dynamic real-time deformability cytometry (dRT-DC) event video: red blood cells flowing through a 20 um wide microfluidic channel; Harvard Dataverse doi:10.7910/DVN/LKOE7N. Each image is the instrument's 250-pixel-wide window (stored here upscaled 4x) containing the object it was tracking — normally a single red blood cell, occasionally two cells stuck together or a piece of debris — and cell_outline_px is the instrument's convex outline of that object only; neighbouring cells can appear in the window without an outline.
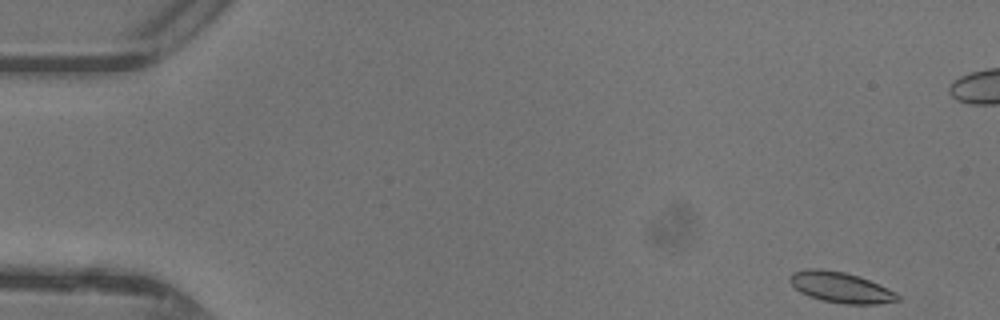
{"species": "common noctule bat (a hibernating species)", "species_latin": "Nyctalus noctula", "temperature_condition": "warm", "stored_images_in_passage": 46, "camera_frame_rate_fps": 3000, "um_per_image_px": 0.085, "animal": {"sex": "female"}, "frame": {"image": 1, "passage_image": 1, "time_ms": 0.0, "image_size_px": [1000, 320], "cell_outline_px": [[900, 300], [876, 304], [844, 304], [820, 300], [808, 296], [800, 292], [788, 280], [792, 272], [808, 268], [820, 268], [844, 272], [860, 276], [896, 292], [900, 296]], "centroid_in_image_um": [71.44, 24.42], "position_along_channel_um": 13.6, "area_um2": 19.36}}
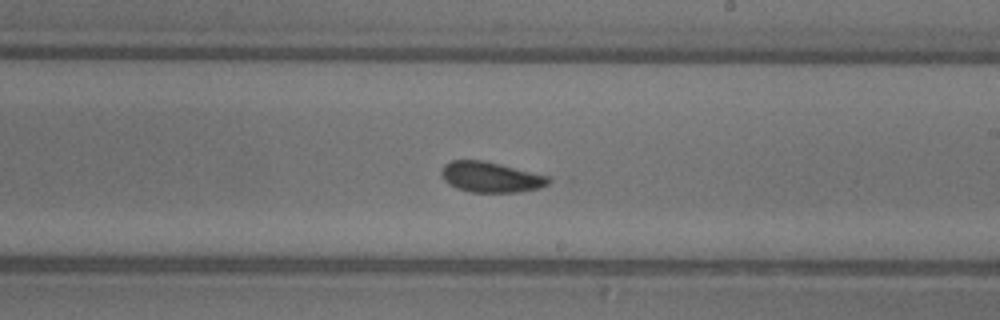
{"frame": {"image": 2, "passage_image": 26, "time_ms": 8.333, "image_size_px": [1000, 320], "cell_outline_px": [[556, 180], [540, 188], [520, 192], [468, 192], [456, 188], [448, 184], [444, 180], [440, 172], [444, 164], [452, 160], [484, 160], [548, 176]], "centroid_in_image_um": [41.72, 15.06], "position_along_channel_um": 247.3, "area_um2": 19.25}}
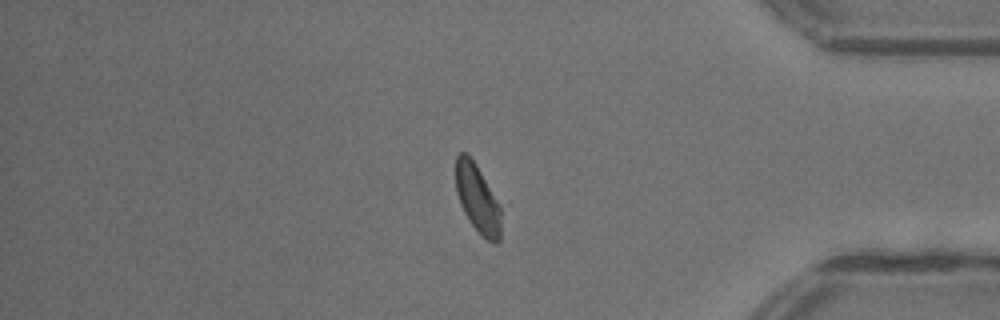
{"frame": {"image": 3, "passage_image": 38, "time_ms": 12.333, "image_size_px": [1000, 320], "cell_outline_px": [[500, 240], [496, 244], [488, 240], [468, 220], [460, 204], [456, 192], [456, 156], [460, 152], [464, 152], [476, 164], [496, 200], [500, 208]], "centroid_in_image_um": [40.56, 16.89], "position_along_channel_um": 394.6, "area_um2": 17.46}, "authors_computed_cell_mechanics": {"area_um2": 19.2763, "velocity_mm_per_s": 4.3826, "shape_relaxation_time_tau1_ms": 3.6092, "shape_relaxation_time_tau2_ms": 0.4317, "deformation_change_tau1": 0.1305, "deformation_change_tau2": 0.057}}